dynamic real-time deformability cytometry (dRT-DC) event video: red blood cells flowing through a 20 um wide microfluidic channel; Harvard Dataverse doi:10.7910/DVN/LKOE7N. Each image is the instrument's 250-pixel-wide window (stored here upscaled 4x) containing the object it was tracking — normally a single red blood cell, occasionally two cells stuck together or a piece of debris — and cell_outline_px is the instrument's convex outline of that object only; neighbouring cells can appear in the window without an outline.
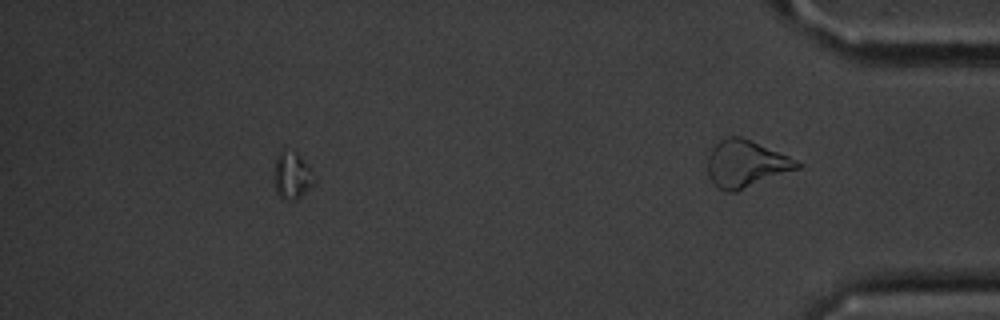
{"species": "common noctule bat (a hibernating species)", "species_latin": "Nyctalus noctula", "temperature_condition": "cold", "stored_images_in_passage": 45, "segment_of_instrument_passage": [1, 2], "camera_frame_rate_fps": 3000, "um_per_image_px": 0.085, "animal": {"sex": "male", "body_mass_g": 20.1, "forearm_length_mm": 53.5}, "frame": {"image": 1, "passage_image": 39, "time_ms": 12.667, "image_size_px": [1000, 320], "cell_outline_px": [[316, 180], [300, 196], [292, 200], [288, 200], [280, 196], [276, 192], [276, 156], [280, 152], [296, 152], [308, 168]], "centroid_in_image_um": [24.82, 14.94], "position_along_channel_um": 410.4, "area_um2": 10.06}}